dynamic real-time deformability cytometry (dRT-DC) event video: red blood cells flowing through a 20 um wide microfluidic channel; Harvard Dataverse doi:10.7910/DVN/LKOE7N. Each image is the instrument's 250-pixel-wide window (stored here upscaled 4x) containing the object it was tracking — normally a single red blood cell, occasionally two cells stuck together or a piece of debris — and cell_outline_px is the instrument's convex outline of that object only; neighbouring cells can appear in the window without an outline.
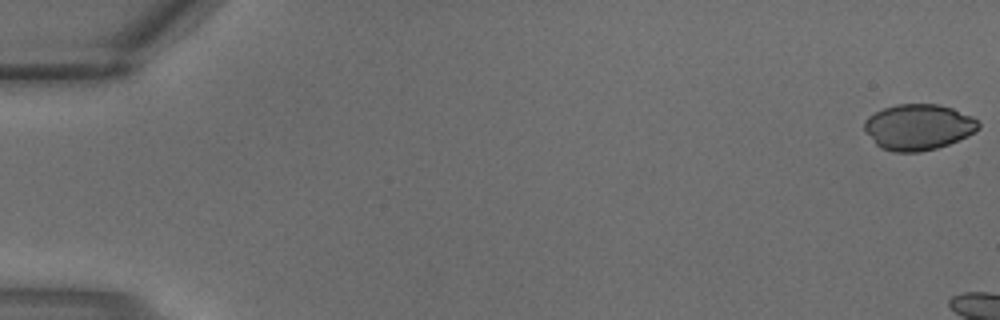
{"species": "common noctule bat (a hibernating species)", "species_latin": "Nyctalus noctula", "temperature_condition": "warm", "stored_images_in_passage": 6, "camera_frame_rate_fps": 3000, "um_per_image_px": 0.085, "animal": {"sex": "male", "body_mass_g": 18.8}, "frame": {"image": 1, "passage_image": 1, "time_ms": 0.0, "image_size_px": [1000, 320], "cell_outline_px": [[980, 128], [976, 132], [968, 136], [948, 144], [936, 148], [920, 152], [892, 152], [880, 148], [876, 144], [864, 128], [864, 120], [868, 116], [884, 108], [896, 104], [940, 104], [952, 108], [972, 116], [980, 124]], "centroid_in_image_um": [78.07, 10.8], "position_along_channel_um": 6.9, "area_um2": 30.58}}